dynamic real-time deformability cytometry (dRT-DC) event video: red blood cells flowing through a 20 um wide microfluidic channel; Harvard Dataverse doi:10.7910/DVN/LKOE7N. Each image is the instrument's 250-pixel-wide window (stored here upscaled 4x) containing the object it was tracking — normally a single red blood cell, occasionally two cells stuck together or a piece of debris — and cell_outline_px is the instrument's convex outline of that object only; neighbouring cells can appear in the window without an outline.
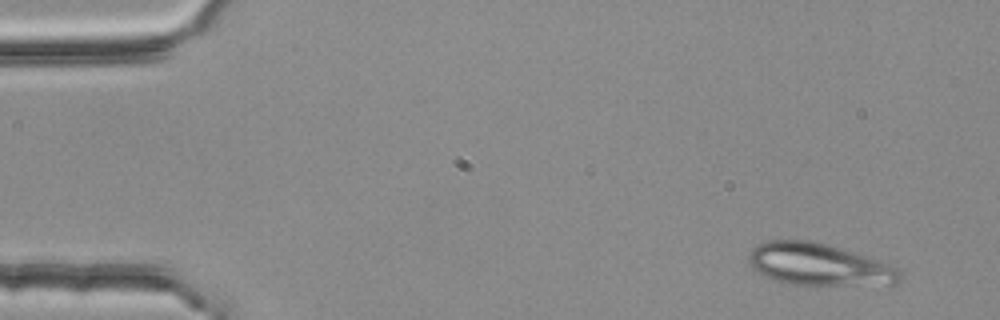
{"species": "common noctule bat (a hibernating species)", "species_latin": "Nyctalus noctula", "temperature_condition": "room temperature", "stored_images_in_passage": 3, "camera_frame_rate_fps": 3000, "um_per_image_px": 0.085, "animal": {"sex": "female", "body_mass_g": 25.1}, "frame": {"image": 1, "passage_image": 1, "time_ms": 0.0, "image_size_px": [1000, 320], "cell_outline_px": [[904, 276], [900, 284], [812, 288], [808, 288], [776, 280], [764, 276], [756, 272], [752, 268], [748, 260], [748, 256], [752, 248], [764, 240], [808, 240], [828, 244], [856, 252], [880, 260], [900, 268], [904, 272]], "centroid_in_image_um": [69.71, 22.54], "position_along_channel_um": 15.3, "area_um2": 39.07}}